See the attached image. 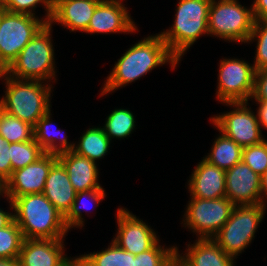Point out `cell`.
<instances>
[{"label": "cell", "instance_id": "cell-1", "mask_svg": "<svg viewBox=\"0 0 267 266\" xmlns=\"http://www.w3.org/2000/svg\"><path fill=\"white\" fill-rule=\"evenodd\" d=\"M178 61L160 34L144 37L118 59L103 85L101 95L115 92L168 62L173 70Z\"/></svg>", "mask_w": 267, "mask_h": 266}, {"label": "cell", "instance_id": "cell-2", "mask_svg": "<svg viewBox=\"0 0 267 266\" xmlns=\"http://www.w3.org/2000/svg\"><path fill=\"white\" fill-rule=\"evenodd\" d=\"M9 204L24 239H63L69 232L64 216L43 193L16 197Z\"/></svg>", "mask_w": 267, "mask_h": 266}, {"label": "cell", "instance_id": "cell-3", "mask_svg": "<svg viewBox=\"0 0 267 266\" xmlns=\"http://www.w3.org/2000/svg\"><path fill=\"white\" fill-rule=\"evenodd\" d=\"M6 84L0 108L32 126L50 110L52 84L37 80H19L0 72ZM44 83V84H42Z\"/></svg>", "mask_w": 267, "mask_h": 266}, {"label": "cell", "instance_id": "cell-4", "mask_svg": "<svg viewBox=\"0 0 267 266\" xmlns=\"http://www.w3.org/2000/svg\"><path fill=\"white\" fill-rule=\"evenodd\" d=\"M212 0H179L171 28L160 33L170 52L180 61L203 35H209L208 16Z\"/></svg>", "mask_w": 267, "mask_h": 266}, {"label": "cell", "instance_id": "cell-5", "mask_svg": "<svg viewBox=\"0 0 267 266\" xmlns=\"http://www.w3.org/2000/svg\"><path fill=\"white\" fill-rule=\"evenodd\" d=\"M52 24L46 23L4 71L19 80L47 81L55 79V57Z\"/></svg>", "mask_w": 267, "mask_h": 266}, {"label": "cell", "instance_id": "cell-6", "mask_svg": "<svg viewBox=\"0 0 267 266\" xmlns=\"http://www.w3.org/2000/svg\"><path fill=\"white\" fill-rule=\"evenodd\" d=\"M266 207L264 204L236 205L228 221L212 239L226 254L237 258L254 239Z\"/></svg>", "mask_w": 267, "mask_h": 266}, {"label": "cell", "instance_id": "cell-7", "mask_svg": "<svg viewBox=\"0 0 267 266\" xmlns=\"http://www.w3.org/2000/svg\"><path fill=\"white\" fill-rule=\"evenodd\" d=\"M251 8L242 6L238 0H212L209 7V35L229 42L247 43L253 30L255 18Z\"/></svg>", "mask_w": 267, "mask_h": 266}, {"label": "cell", "instance_id": "cell-8", "mask_svg": "<svg viewBox=\"0 0 267 266\" xmlns=\"http://www.w3.org/2000/svg\"><path fill=\"white\" fill-rule=\"evenodd\" d=\"M46 24L44 19L0 7V72L5 71Z\"/></svg>", "mask_w": 267, "mask_h": 266}, {"label": "cell", "instance_id": "cell-9", "mask_svg": "<svg viewBox=\"0 0 267 266\" xmlns=\"http://www.w3.org/2000/svg\"><path fill=\"white\" fill-rule=\"evenodd\" d=\"M184 224L198 239H212L230 218L235 205L227 198L191 197L186 206Z\"/></svg>", "mask_w": 267, "mask_h": 266}, {"label": "cell", "instance_id": "cell-10", "mask_svg": "<svg viewBox=\"0 0 267 266\" xmlns=\"http://www.w3.org/2000/svg\"><path fill=\"white\" fill-rule=\"evenodd\" d=\"M220 62L216 98L222 103L248 102L254 92V65L237 58Z\"/></svg>", "mask_w": 267, "mask_h": 266}, {"label": "cell", "instance_id": "cell-11", "mask_svg": "<svg viewBox=\"0 0 267 266\" xmlns=\"http://www.w3.org/2000/svg\"><path fill=\"white\" fill-rule=\"evenodd\" d=\"M232 111L211 117L219 132L234 140L242 148L261 143L262 136L257 114L247 107L248 102L223 103Z\"/></svg>", "mask_w": 267, "mask_h": 266}, {"label": "cell", "instance_id": "cell-12", "mask_svg": "<svg viewBox=\"0 0 267 266\" xmlns=\"http://www.w3.org/2000/svg\"><path fill=\"white\" fill-rule=\"evenodd\" d=\"M58 161L57 155L44 153L35 162L13 171L4 184V196L11 202L16 197L43 193L51 167Z\"/></svg>", "mask_w": 267, "mask_h": 266}, {"label": "cell", "instance_id": "cell-13", "mask_svg": "<svg viewBox=\"0 0 267 266\" xmlns=\"http://www.w3.org/2000/svg\"><path fill=\"white\" fill-rule=\"evenodd\" d=\"M118 229L113 241L125 251L137 255L151 249L158 241L156 232L126 208H118Z\"/></svg>", "mask_w": 267, "mask_h": 266}, {"label": "cell", "instance_id": "cell-14", "mask_svg": "<svg viewBox=\"0 0 267 266\" xmlns=\"http://www.w3.org/2000/svg\"><path fill=\"white\" fill-rule=\"evenodd\" d=\"M226 197L236 205L261 204V176L243 161L225 171Z\"/></svg>", "mask_w": 267, "mask_h": 266}, {"label": "cell", "instance_id": "cell-15", "mask_svg": "<svg viewBox=\"0 0 267 266\" xmlns=\"http://www.w3.org/2000/svg\"><path fill=\"white\" fill-rule=\"evenodd\" d=\"M122 0H101L96 6L86 33H131L137 29Z\"/></svg>", "mask_w": 267, "mask_h": 266}, {"label": "cell", "instance_id": "cell-16", "mask_svg": "<svg viewBox=\"0 0 267 266\" xmlns=\"http://www.w3.org/2000/svg\"><path fill=\"white\" fill-rule=\"evenodd\" d=\"M64 239H24L19 253L20 266H61L67 259Z\"/></svg>", "mask_w": 267, "mask_h": 266}, {"label": "cell", "instance_id": "cell-17", "mask_svg": "<svg viewBox=\"0 0 267 266\" xmlns=\"http://www.w3.org/2000/svg\"><path fill=\"white\" fill-rule=\"evenodd\" d=\"M191 197L217 199L226 197L225 171L202 159L188 181Z\"/></svg>", "mask_w": 267, "mask_h": 266}, {"label": "cell", "instance_id": "cell-18", "mask_svg": "<svg viewBox=\"0 0 267 266\" xmlns=\"http://www.w3.org/2000/svg\"><path fill=\"white\" fill-rule=\"evenodd\" d=\"M101 0H53L50 24L58 23L72 31L86 32L93 12Z\"/></svg>", "mask_w": 267, "mask_h": 266}, {"label": "cell", "instance_id": "cell-19", "mask_svg": "<svg viewBox=\"0 0 267 266\" xmlns=\"http://www.w3.org/2000/svg\"><path fill=\"white\" fill-rule=\"evenodd\" d=\"M187 246L183 256L176 246V266H234L236 263L213 239H197Z\"/></svg>", "mask_w": 267, "mask_h": 266}, {"label": "cell", "instance_id": "cell-20", "mask_svg": "<svg viewBox=\"0 0 267 266\" xmlns=\"http://www.w3.org/2000/svg\"><path fill=\"white\" fill-rule=\"evenodd\" d=\"M58 161L64 166L76 192L100 188L98 183L99 170L96 162L87 157L68 151L57 155Z\"/></svg>", "mask_w": 267, "mask_h": 266}, {"label": "cell", "instance_id": "cell-21", "mask_svg": "<svg viewBox=\"0 0 267 266\" xmlns=\"http://www.w3.org/2000/svg\"><path fill=\"white\" fill-rule=\"evenodd\" d=\"M76 193L66 169L57 161L46 178L43 194L65 217L72 207Z\"/></svg>", "mask_w": 267, "mask_h": 266}, {"label": "cell", "instance_id": "cell-22", "mask_svg": "<svg viewBox=\"0 0 267 266\" xmlns=\"http://www.w3.org/2000/svg\"><path fill=\"white\" fill-rule=\"evenodd\" d=\"M50 111L43 115L33 126L35 141L43 149L44 153L59 155L64 152L73 151L75 144L67 141L68 136L64 135L61 129L53 130V132L50 131L51 127H53L52 121H50V115H52ZM57 133L59 135L60 133L62 134L61 138ZM57 138H60L59 141Z\"/></svg>", "mask_w": 267, "mask_h": 266}, {"label": "cell", "instance_id": "cell-23", "mask_svg": "<svg viewBox=\"0 0 267 266\" xmlns=\"http://www.w3.org/2000/svg\"><path fill=\"white\" fill-rule=\"evenodd\" d=\"M220 133L221 135L215 139L210 153L204 159L214 166L227 171L242 161L243 148L222 132Z\"/></svg>", "mask_w": 267, "mask_h": 266}, {"label": "cell", "instance_id": "cell-24", "mask_svg": "<svg viewBox=\"0 0 267 266\" xmlns=\"http://www.w3.org/2000/svg\"><path fill=\"white\" fill-rule=\"evenodd\" d=\"M110 141L101 127H92L81 136L77 145H74L73 151L96 162L107 154Z\"/></svg>", "mask_w": 267, "mask_h": 266}, {"label": "cell", "instance_id": "cell-25", "mask_svg": "<svg viewBox=\"0 0 267 266\" xmlns=\"http://www.w3.org/2000/svg\"><path fill=\"white\" fill-rule=\"evenodd\" d=\"M134 257L113 240L105 250L79 256L82 266H134Z\"/></svg>", "mask_w": 267, "mask_h": 266}, {"label": "cell", "instance_id": "cell-26", "mask_svg": "<svg viewBox=\"0 0 267 266\" xmlns=\"http://www.w3.org/2000/svg\"><path fill=\"white\" fill-rule=\"evenodd\" d=\"M0 135L8 143L27 142L34 139V129L28 122L22 121L0 108Z\"/></svg>", "mask_w": 267, "mask_h": 266}, {"label": "cell", "instance_id": "cell-27", "mask_svg": "<svg viewBox=\"0 0 267 266\" xmlns=\"http://www.w3.org/2000/svg\"><path fill=\"white\" fill-rule=\"evenodd\" d=\"M136 121L133 113L128 109H114L106 118L103 130L110 140L113 138L123 139L129 136Z\"/></svg>", "mask_w": 267, "mask_h": 266}, {"label": "cell", "instance_id": "cell-28", "mask_svg": "<svg viewBox=\"0 0 267 266\" xmlns=\"http://www.w3.org/2000/svg\"><path fill=\"white\" fill-rule=\"evenodd\" d=\"M86 197L88 199L90 198L89 201L91 200L92 202H94V204L95 203L97 204L96 206H98L101 200H103L104 197H106L105 190L101 186L100 188L97 189L80 191L76 193L72 207L68 212V214L64 217V222L69 230L73 227L74 228L83 227L84 218H82L83 216L81 212L82 209L81 207H83V209H86L87 212L89 210V207L91 208V206H88L89 204L84 202L86 200L85 199Z\"/></svg>", "mask_w": 267, "mask_h": 266}, {"label": "cell", "instance_id": "cell-29", "mask_svg": "<svg viewBox=\"0 0 267 266\" xmlns=\"http://www.w3.org/2000/svg\"><path fill=\"white\" fill-rule=\"evenodd\" d=\"M134 266H176V247L164 249L158 241L151 249L135 255Z\"/></svg>", "mask_w": 267, "mask_h": 266}, {"label": "cell", "instance_id": "cell-30", "mask_svg": "<svg viewBox=\"0 0 267 266\" xmlns=\"http://www.w3.org/2000/svg\"><path fill=\"white\" fill-rule=\"evenodd\" d=\"M44 154L35 139L27 142L10 143V159L12 173L15 170L35 162Z\"/></svg>", "mask_w": 267, "mask_h": 266}, {"label": "cell", "instance_id": "cell-31", "mask_svg": "<svg viewBox=\"0 0 267 266\" xmlns=\"http://www.w3.org/2000/svg\"><path fill=\"white\" fill-rule=\"evenodd\" d=\"M24 238L14 219L0 229V258H18Z\"/></svg>", "mask_w": 267, "mask_h": 266}, {"label": "cell", "instance_id": "cell-32", "mask_svg": "<svg viewBox=\"0 0 267 266\" xmlns=\"http://www.w3.org/2000/svg\"><path fill=\"white\" fill-rule=\"evenodd\" d=\"M257 41L254 61L255 71L267 68V21L255 20L247 43Z\"/></svg>", "mask_w": 267, "mask_h": 266}, {"label": "cell", "instance_id": "cell-33", "mask_svg": "<svg viewBox=\"0 0 267 266\" xmlns=\"http://www.w3.org/2000/svg\"><path fill=\"white\" fill-rule=\"evenodd\" d=\"M42 4L46 8L45 20L46 23H49L52 17L53 12V0H1L0 7L4 10L13 12V13H24L35 16V8L37 5Z\"/></svg>", "mask_w": 267, "mask_h": 266}, {"label": "cell", "instance_id": "cell-34", "mask_svg": "<svg viewBox=\"0 0 267 266\" xmlns=\"http://www.w3.org/2000/svg\"><path fill=\"white\" fill-rule=\"evenodd\" d=\"M242 161L261 176L267 170V140L244 147Z\"/></svg>", "mask_w": 267, "mask_h": 266}, {"label": "cell", "instance_id": "cell-35", "mask_svg": "<svg viewBox=\"0 0 267 266\" xmlns=\"http://www.w3.org/2000/svg\"><path fill=\"white\" fill-rule=\"evenodd\" d=\"M11 176L10 143L0 135V182L4 185Z\"/></svg>", "mask_w": 267, "mask_h": 266}, {"label": "cell", "instance_id": "cell-36", "mask_svg": "<svg viewBox=\"0 0 267 266\" xmlns=\"http://www.w3.org/2000/svg\"><path fill=\"white\" fill-rule=\"evenodd\" d=\"M252 98L255 101H267V68L255 72Z\"/></svg>", "mask_w": 267, "mask_h": 266}, {"label": "cell", "instance_id": "cell-37", "mask_svg": "<svg viewBox=\"0 0 267 266\" xmlns=\"http://www.w3.org/2000/svg\"><path fill=\"white\" fill-rule=\"evenodd\" d=\"M252 10L255 20L267 21V0H254Z\"/></svg>", "mask_w": 267, "mask_h": 266}, {"label": "cell", "instance_id": "cell-38", "mask_svg": "<svg viewBox=\"0 0 267 266\" xmlns=\"http://www.w3.org/2000/svg\"><path fill=\"white\" fill-rule=\"evenodd\" d=\"M259 108L257 109V117L260 127L267 129V101H255Z\"/></svg>", "mask_w": 267, "mask_h": 266}, {"label": "cell", "instance_id": "cell-39", "mask_svg": "<svg viewBox=\"0 0 267 266\" xmlns=\"http://www.w3.org/2000/svg\"><path fill=\"white\" fill-rule=\"evenodd\" d=\"M266 199H267V170L261 175V204L267 205Z\"/></svg>", "mask_w": 267, "mask_h": 266}, {"label": "cell", "instance_id": "cell-40", "mask_svg": "<svg viewBox=\"0 0 267 266\" xmlns=\"http://www.w3.org/2000/svg\"><path fill=\"white\" fill-rule=\"evenodd\" d=\"M13 219L12 212L9 213L0 208V229L7 226Z\"/></svg>", "mask_w": 267, "mask_h": 266}, {"label": "cell", "instance_id": "cell-41", "mask_svg": "<svg viewBox=\"0 0 267 266\" xmlns=\"http://www.w3.org/2000/svg\"><path fill=\"white\" fill-rule=\"evenodd\" d=\"M0 266H20L18 258H0Z\"/></svg>", "mask_w": 267, "mask_h": 266}, {"label": "cell", "instance_id": "cell-42", "mask_svg": "<svg viewBox=\"0 0 267 266\" xmlns=\"http://www.w3.org/2000/svg\"><path fill=\"white\" fill-rule=\"evenodd\" d=\"M61 266H82L80 258H68Z\"/></svg>", "mask_w": 267, "mask_h": 266}, {"label": "cell", "instance_id": "cell-43", "mask_svg": "<svg viewBox=\"0 0 267 266\" xmlns=\"http://www.w3.org/2000/svg\"><path fill=\"white\" fill-rule=\"evenodd\" d=\"M4 185L0 182V195L2 196V197H4ZM0 196V197H1Z\"/></svg>", "mask_w": 267, "mask_h": 266}]
</instances>
